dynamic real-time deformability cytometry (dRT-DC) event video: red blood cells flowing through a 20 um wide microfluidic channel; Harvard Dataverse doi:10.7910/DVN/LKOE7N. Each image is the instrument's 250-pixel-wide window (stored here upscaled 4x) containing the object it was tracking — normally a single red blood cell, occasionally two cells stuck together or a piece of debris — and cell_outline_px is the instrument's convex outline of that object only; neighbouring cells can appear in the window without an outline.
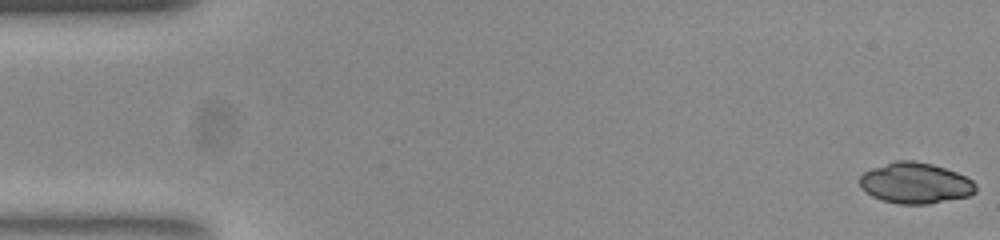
{"species": "common noctule bat (a hibernating species)", "species_latin": "Nyctalus noctula", "temperature_condition": "room temperature", "stored_images_in_passage": 20, "camera_frame_rate_fps": 3000, "um_per_image_px": 0.085, "animal": {"sex": "female", "body_mass_g": 23.0, "forearm_length_mm": 53.4}, "frame": {"image": 1, "passage_image": 1, "time_ms": 0.0, "image_size_px": [1000, 240], "cell_outline_px": [[976, 192], [968, 196], [928, 204], [900, 204], [884, 200], [872, 196], [860, 188], [860, 176], [864, 172], [872, 168], [896, 160], [912, 160], [932, 164], [956, 172], [972, 180], [976, 184]], "centroid_in_image_um": [77.8, 15.56], "position_along_channel_um": 7.2, "area_um2": 27.51}}
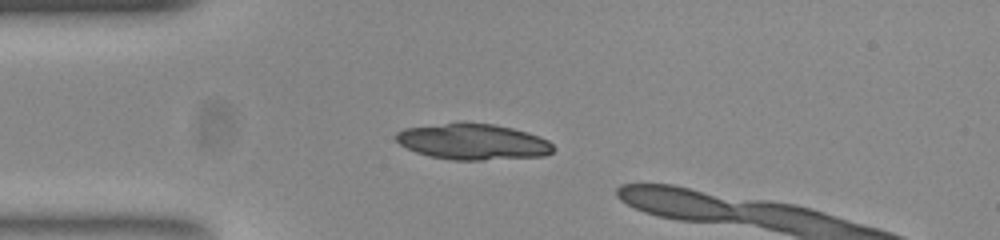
{"frame": {"image": 2, "passage_image": 14, "time_ms": 4.333, "image_size_px": [1000, 240], "cell_outline_px": [[556, 148], [552, 152], [544, 156], [480, 160], [452, 160], [428, 156], [416, 152], [400, 144], [396, 140], [396, 132], [404, 128], [444, 124], [496, 124], [528, 132], [548, 140]], "centroid_in_image_um": [40.23, 12.07], "position_along_channel_um": 44.8, "area_um2": 32.54}}